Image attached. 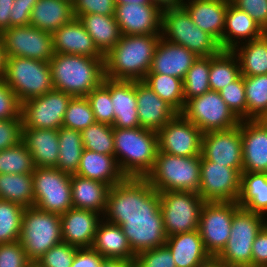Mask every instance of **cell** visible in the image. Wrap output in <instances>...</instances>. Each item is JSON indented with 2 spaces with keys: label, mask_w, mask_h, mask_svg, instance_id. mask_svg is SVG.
I'll return each mask as SVG.
<instances>
[{
  "label": "cell",
  "mask_w": 267,
  "mask_h": 267,
  "mask_svg": "<svg viewBox=\"0 0 267 267\" xmlns=\"http://www.w3.org/2000/svg\"><path fill=\"white\" fill-rule=\"evenodd\" d=\"M241 136L242 173H267V124L262 119L241 120Z\"/></svg>",
  "instance_id": "obj_20"
},
{
  "label": "cell",
  "mask_w": 267,
  "mask_h": 267,
  "mask_svg": "<svg viewBox=\"0 0 267 267\" xmlns=\"http://www.w3.org/2000/svg\"><path fill=\"white\" fill-rule=\"evenodd\" d=\"M136 99L138 120L142 128L158 132L178 114L143 81H136Z\"/></svg>",
  "instance_id": "obj_21"
},
{
  "label": "cell",
  "mask_w": 267,
  "mask_h": 267,
  "mask_svg": "<svg viewBox=\"0 0 267 267\" xmlns=\"http://www.w3.org/2000/svg\"><path fill=\"white\" fill-rule=\"evenodd\" d=\"M222 37V50L238 47V39L248 38V42L261 38L266 32L245 11L234 6L230 0L225 14V28ZM234 36V37H233ZM234 39H233V38Z\"/></svg>",
  "instance_id": "obj_29"
},
{
  "label": "cell",
  "mask_w": 267,
  "mask_h": 267,
  "mask_svg": "<svg viewBox=\"0 0 267 267\" xmlns=\"http://www.w3.org/2000/svg\"><path fill=\"white\" fill-rule=\"evenodd\" d=\"M181 114L203 133L227 130L239 125L240 120L229 109L219 92L208 91L189 99Z\"/></svg>",
  "instance_id": "obj_12"
},
{
  "label": "cell",
  "mask_w": 267,
  "mask_h": 267,
  "mask_svg": "<svg viewBox=\"0 0 267 267\" xmlns=\"http://www.w3.org/2000/svg\"><path fill=\"white\" fill-rule=\"evenodd\" d=\"M24 207L0 199V244L19 241Z\"/></svg>",
  "instance_id": "obj_44"
},
{
  "label": "cell",
  "mask_w": 267,
  "mask_h": 267,
  "mask_svg": "<svg viewBox=\"0 0 267 267\" xmlns=\"http://www.w3.org/2000/svg\"><path fill=\"white\" fill-rule=\"evenodd\" d=\"M115 18L122 35H162V12L156 5H116Z\"/></svg>",
  "instance_id": "obj_19"
},
{
  "label": "cell",
  "mask_w": 267,
  "mask_h": 267,
  "mask_svg": "<svg viewBox=\"0 0 267 267\" xmlns=\"http://www.w3.org/2000/svg\"><path fill=\"white\" fill-rule=\"evenodd\" d=\"M78 20L104 56L119 42L122 36L115 16L86 14L80 15Z\"/></svg>",
  "instance_id": "obj_34"
},
{
  "label": "cell",
  "mask_w": 267,
  "mask_h": 267,
  "mask_svg": "<svg viewBox=\"0 0 267 267\" xmlns=\"http://www.w3.org/2000/svg\"><path fill=\"white\" fill-rule=\"evenodd\" d=\"M34 169L31 153L22 141L0 151V174L33 173Z\"/></svg>",
  "instance_id": "obj_43"
},
{
  "label": "cell",
  "mask_w": 267,
  "mask_h": 267,
  "mask_svg": "<svg viewBox=\"0 0 267 267\" xmlns=\"http://www.w3.org/2000/svg\"><path fill=\"white\" fill-rule=\"evenodd\" d=\"M133 4V5H154L151 0H115V5Z\"/></svg>",
  "instance_id": "obj_64"
},
{
  "label": "cell",
  "mask_w": 267,
  "mask_h": 267,
  "mask_svg": "<svg viewBox=\"0 0 267 267\" xmlns=\"http://www.w3.org/2000/svg\"><path fill=\"white\" fill-rule=\"evenodd\" d=\"M143 82L178 113L185 106L183 80L170 75L147 73Z\"/></svg>",
  "instance_id": "obj_40"
},
{
  "label": "cell",
  "mask_w": 267,
  "mask_h": 267,
  "mask_svg": "<svg viewBox=\"0 0 267 267\" xmlns=\"http://www.w3.org/2000/svg\"><path fill=\"white\" fill-rule=\"evenodd\" d=\"M201 155L208 161L242 169L241 121L234 128L203 133Z\"/></svg>",
  "instance_id": "obj_18"
},
{
  "label": "cell",
  "mask_w": 267,
  "mask_h": 267,
  "mask_svg": "<svg viewBox=\"0 0 267 267\" xmlns=\"http://www.w3.org/2000/svg\"><path fill=\"white\" fill-rule=\"evenodd\" d=\"M76 175L103 182L110 187L125 176L118 167L115 156L84 149Z\"/></svg>",
  "instance_id": "obj_30"
},
{
  "label": "cell",
  "mask_w": 267,
  "mask_h": 267,
  "mask_svg": "<svg viewBox=\"0 0 267 267\" xmlns=\"http://www.w3.org/2000/svg\"><path fill=\"white\" fill-rule=\"evenodd\" d=\"M247 120L267 117V74L244 76Z\"/></svg>",
  "instance_id": "obj_41"
},
{
  "label": "cell",
  "mask_w": 267,
  "mask_h": 267,
  "mask_svg": "<svg viewBox=\"0 0 267 267\" xmlns=\"http://www.w3.org/2000/svg\"><path fill=\"white\" fill-rule=\"evenodd\" d=\"M27 267H41L37 262H31Z\"/></svg>",
  "instance_id": "obj_65"
},
{
  "label": "cell",
  "mask_w": 267,
  "mask_h": 267,
  "mask_svg": "<svg viewBox=\"0 0 267 267\" xmlns=\"http://www.w3.org/2000/svg\"><path fill=\"white\" fill-rule=\"evenodd\" d=\"M22 142L35 167H56L59 158L58 130L22 128Z\"/></svg>",
  "instance_id": "obj_27"
},
{
  "label": "cell",
  "mask_w": 267,
  "mask_h": 267,
  "mask_svg": "<svg viewBox=\"0 0 267 267\" xmlns=\"http://www.w3.org/2000/svg\"><path fill=\"white\" fill-rule=\"evenodd\" d=\"M99 213L71 208L60 215L62 242L77 248L92 247L100 222Z\"/></svg>",
  "instance_id": "obj_23"
},
{
  "label": "cell",
  "mask_w": 267,
  "mask_h": 267,
  "mask_svg": "<svg viewBox=\"0 0 267 267\" xmlns=\"http://www.w3.org/2000/svg\"><path fill=\"white\" fill-rule=\"evenodd\" d=\"M21 104L12 89L0 78V119L18 118Z\"/></svg>",
  "instance_id": "obj_54"
},
{
  "label": "cell",
  "mask_w": 267,
  "mask_h": 267,
  "mask_svg": "<svg viewBox=\"0 0 267 267\" xmlns=\"http://www.w3.org/2000/svg\"><path fill=\"white\" fill-rule=\"evenodd\" d=\"M201 267H232L228 263L219 260L217 257H211Z\"/></svg>",
  "instance_id": "obj_63"
},
{
  "label": "cell",
  "mask_w": 267,
  "mask_h": 267,
  "mask_svg": "<svg viewBox=\"0 0 267 267\" xmlns=\"http://www.w3.org/2000/svg\"><path fill=\"white\" fill-rule=\"evenodd\" d=\"M73 18L72 2L68 0H38L32 9L29 24L53 33Z\"/></svg>",
  "instance_id": "obj_32"
},
{
  "label": "cell",
  "mask_w": 267,
  "mask_h": 267,
  "mask_svg": "<svg viewBox=\"0 0 267 267\" xmlns=\"http://www.w3.org/2000/svg\"><path fill=\"white\" fill-rule=\"evenodd\" d=\"M86 98L91 104L96 122L114 124V109L110 94V79L104 78L103 83L93 89Z\"/></svg>",
  "instance_id": "obj_47"
},
{
  "label": "cell",
  "mask_w": 267,
  "mask_h": 267,
  "mask_svg": "<svg viewBox=\"0 0 267 267\" xmlns=\"http://www.w3.org/2000/svg\"><path fill=\"white\" fill-rule=\"evenodd\" d=\"M77 247L61 242L51 247L36 262L41 267H71Z\"/></svg>",
  "instance_id": "obj_49"
},
{
  "label": "cell",
  "mask_w": 267,
  "mask_h": 267,
  "mask_svg": "<svg viewBox=\"0 0 267 267\" xmlns=\"http://www.w3.org/2000/svg\"><path fill=\"white\" fill-rule=\"evenodd\" d=\"M219 93L229 109L240 121L247 120L244 76L240 75L235 81L222 88Z\"/></svg>",
  "instance_id": "obj_48"
},
{
  "label": "cell",
  "mask_w": 267,
  "mask_h": 267,
  "mask_svg": "<svg viewBox=\"0 0 267 267\" xmlns=\"http://www.w3.org/2000/svg\"><path fill=\"white\" fill-rule=\"evenodd\" d=\"M263 216L239 207L233 214L227 245L217 258L232 267H252V244L267 222Z\"/></svg>",
  "instance_id": "obj_9"
},
{
  "label": "cell",
  "mask_w": 267,
  "mask_h": 267,
  "mask_svg": "<svg viewBox=\"0 0 267 267\" xmlns=\"http://www.w3.org/2000/svg\"><path fill=\"white\" fill-rule=\"evenodd\" d=\"M19 242L28 259L36 262L51 247L62 242L60 214L42 211L35 206L25 208Z\"/></svg>",
  "instance_id": "obj_6"
},
{
  "label": "cell",
  "mask_w": 267,
  "mask_h": 267,
  "mask_svg": "<svg viewBox=\"0 0 267 267\" xmlns=\"http://www.w3.org/2000/svg\"><path fill=\"white\" fill-rule=\"evenodd\" d=\"M2 79L20 104L54 89L49 63L38 59L8 57Z\"/></svg>",
  "instance_id": "obj_7"
},
{
  "label": "cell",
  "mask_w": 267,
  "mask_h": 267,
  "mask_svg": "<svg viewBox=\"0 0 267 267\" xmlns=\"http://www.w3.org/2000/svg\"><path fill=\"white\" fill-rule=\"evenodd\" d=\"M110 186L88 178L71 175L72 207L104 213Z\"/></svg>",
  "instance_id": "obj_31"
},
{
  "label": "cell",
  "mask_w": 267,
  "mask_h": 267,
  "mask_svg": "<svg viewBox=\"0 0 267 267\" xmlns=\"http://www.w3.org/2000/svg\"><path fill=\"white\" fill-rule=\"evenodd\" d=\"M159 151L175 156H201L203 132L178 113L158 132Z\"/></svg>",
  "instance_id": "obj_17"
},
{
  "label": "cell",
  "mask_w": 267,
  "mask_h": 267,
  "mask_svg": "<svg viewBox=\"0 0 267 267\" xmlns=\"http://www.w3.org/2000/svg\"><path fill=\"white\" fill-rule=\"evenodd\" d=\"M48 63L53 88L73 97H86L105 78L104 58L54 53Z\"/></svg>",
  "instance_id": "obj_3"
},
{
  "label": "cell",
  "mask_w": 267,
  "mask_h": 267,
  "mask_svg": "<svg viewBox=\"0 0 267 267\" xmlns=\"http://www.w3.org/2000/svg\"><path fill=\"white\" fill-rule=\"evenodd\" d=\"M110 94L114 109L113 128L140 127L137 111L136 81L110 79Z\"/></svg>",
  "instance_id": "obj_26"
},
{
  "label": "cell",
  "mask_w": 267,
  "mask_h": 267,
  "mask_svg": "<svg viewBox=\"0 0 267 267\" xmlns=\"http://www.w3.org/2000/svg\"><path fill=\"white\" fill-rule=\"evenodd\" d=\"M32 174L36 208L60 215L72 208L70 174L55 167H35Z\"/></svg>",
  "instance_id": "obj_11"
},
{
  "label": "cell",
  "mask_w": 267,
  "mask_h": 267,
  "mask_svg": "<svg viewBox=\"0 0 267 267\" xmlns=\"http://www.w3.org/2000/svg\"><path fill=\"white\" fill-rule=\"evenodd\" d=\"M104 212L107 222L121 226L135 255L165 245L160 194L146 178L125 177L110 187Z\"/></svg>",
  "instance_id": "obj_1"
},
{
  "label": "cell",
  "mask_w": 267,
  "mask_h": 267,
  "mask_svg": "<svg viewBox=\"0 0 267 267\" xmlns=\"http://www.w3.org/2000/svg\"><path fill=\"white\" fill-rule=\"evenodd\" d=\"M8 57H26L49 62L54 56L52 33L34 26H16L0 33Z\"/></svg>",
  "instance_id": "obj_15"
},
{
  "label": "cell",
  "mask_w": 267,
  "mask_h": 267,
  "mask_svg": "<svg viewBox=\"0 0 267 267\" xmlns=\"http://www.w3.org/2000/svg\"><path fill=\"white\" fill-rule=\"evenodd\" d=\"M201 156L181 157L158 151L146 180L157 191H193L200 186Z\"/></svg>",
  "instance_id": "obj_5"
},
{
  "label": "cell",
  "mask_w": 267,
  "mask_h": 267,
  "mask_svg": "<svg viewBox=\"0 0 267 267\" xmlns=\"http://www.w3.org/2000/svg\"><path fill=\"white\" fill-rule=\"evenodd\" d=\"M84 149L114 156L113 126L95 122L82 132Z\"/></svg>",
  "instance_id": "obj_45"
},
{
  "label": "cell",
  "mask_w": 267,
  "mask_h": 267,
  "mask_svg": "<svg viewBox=\"0 0 267 267\" xmlns=\"http://www.w3.org/2000/svg\"><path fill=\"white\" fill-rule=\"evenodd\" d=\"M101 267H134V260L104 258Z\"/></svg>",
  "instance_id": "obj_61"
},
{
  "label": "cell",
  "mask_w": 267,
  "mask_h": 267,
  "mask_svg": "<svg viewBox=\"0 0 267 267\" xmlns=\"http://www.w3.org/2000/svg\"><path fill=\"white\" fill-rule=\"evenodd\" d=\"M15 0H0V33L10 28V13Z\"/></svg>",
  "instance_id": "obj_59"
},
{
  "label": "cell",
  "mask_w": 267,
  "mask_h": 267,
  "mask_svg": "<svg viewBox=\"0 0 267 267\" xmlns=\"http://www.w3.org/2000/svg\"><path fill=\"white\" fill-rule=\"evenodd\" d=\"M73 96L51 90L21 104L22 128L54 129L62 127L65 112Z\"/></svg>",
  "instance_id": "obj_16"
},
{
  "label": "cell",
  "mask_w": 267,
  "mask_h": 267,
  "mask_svg": "<svg viewBox=\"0 0 267 267\" xmlns=\"http://www.w3.org/2000/svg\"><path fill=\"white\" fill-rule=\"evenodd\" d=\"M188 3H183V8L190 15L192 22L211 35L222 49L225 14L229 0H191Z\"/></svg>",
  "instance_id": "obj_24"
},
{
  "label": "cell",
  "mask_w": 267,
  "mask_h": 267,
  "mask_svg": "<svg viewBox=\"0 0 267 267\" xmlns=\"http://www.w3.org/2000/svg\"><path fill=\"white\" fill-rule=\"evenodd\" d=\"M0 199L24 208L33 207V174H0Z\"/></svg>",
  "instance_id": "obj_36"
},
{
  "label": "cell",
  "mask_w": 267,
  "mask_h": 267,
  "mask_svg": "<svg viewBox=\"0 0 267 267\" xmlns=\"http://www.w3.org/2000/svg\"><path fill=\"white\" fill-rule=\"evenodd\" d=\"M74 18L86 14L115 16V0H74Z\"/></svg>",
  "instance_id": "obj_51"
},
{
  "label": "cell",
  "mask_w": 267,
  "mask_h": 267,
  "mask_svg": "<svg viewBox=\"0 0 267 267\" xmlns=\"http://www.w3.org/2000/svg\"><path fill=\"white\" fill-rule=\"evenodd\" d=\"M242 169L206 160L201 155L198 194L205 202H237L241 191Z\"/></svg>",
  "instance_id": "obj_14"
},
{
  "label": "cell",
  "mask_w": 267,
  "mask_h": 267,
  "mask_svg": "<svg viewBox=\"0 0 267 267\" xmlns=\"http://www.w3.org/2000/svg\"><path fill=\"white\" fill-rule=\"evenodd\" d=\"M240 75L237 55L232 50H221L218 54L210 56L209 85L211 91L219 92Z\"/></svg>",
  "instance_id": "obj_39"
},
{
  "label": "cell",
  "mask_w": 267,
  "mask_h": 267,
  "mask_svg": "<svg viewBox=\"0 0 267 267\" xmlns=\"http://www.w3.org/2000/svg\"><path fill=\"white\" fill-rule=\"evenodd\" d=\"M252 267H267V222L252 244Z\"/></svg>",
  "instance_id": "obj_57"
},
{
  "label": "cell",
  "mask_w": 267,
  "mask_h": 267,
  "mask_svg": "<svg viewBox=\"0 0 267 267\" xmlns=\"http://www.w3.org/2000/svg\"><path fill=\"white\" fill-rule=\"evenodd\" d=\"M161 35H122L104 56L105 77L113 80L143 81L150 71Z\"/></svg>",
  "instance_id": "obj_2"
},
{
  "label": "cell",
  "mask_w": 267,
  "mask_h": 267,
  "mask_svg": "<svg viewBox=\"0 0 267 267\" xmlns=\"http://www.w3.org/2000/svg\"><path fill=\"white\" fill-rule=\"evenodd\" d=\"M38 0H15L10 13V27L29 25L31 12Z\"/></svg>",
  "instance_id": "obj_56"
},
{
  "label": "cell",
  "mask_w": 267,
  "mask_h": 267,
  "mask_svg": "<svg viewBox=\"0 0 267 267\" xmlns=\"http://www.w3.org/2000/svg\"><path fill=\"white\" fill-rule=\"evenodd\" d=\"M160 209L167 237L198 230L205 201L193 191H162Z\"/></svg>",
  "instance_id": "obj_10"
},
{
  "label": "cell",
  "mask_w": 267,
  "mask_h": 267,
  "mask_svg": "<svg viewBox=\"0 0 267 267\" xmlns=\"http://www.w3.org/2000/svg\"><path fill=\"white\" fill-rule=\"evenodd\" d=\"M237 202H205L200 212L198 231L205 249L217 257L227 245Z\"/></svg>",
  "instance_id": "obj_13"
},
{
  "label": "cell",
  "mask_w": 267,
  "mask_h": 267,
  "mask_svg": "<svg viewBox=\"0 0 267 267\" xmlns=\"http://www.w3.org/2000/svg\"><path fill=\"white\" fill-rule=\"evenodd\" d=\"M210 56L198 57L187 71L183 80L185 103L194 97L210 91L209 85Z\"/></svg>",
  "instance_id": "obj_42"
},
{
  "label": "cell",
  "mask_w": 267,
  "mask_h": 267,
  "mask_svg": "<svg viewBox=\"0 0 267 267\" xmlns=\"http://www.w3.org/2000/svg\"><path fill=\"white\" fill-rule=\"evenodd\" d=\"M134 267H176L173 256L166 245L138 253Z\"/></svg>",
  "instance_id": "obj_50"
},
{
  "label": "cell",
  "mask_w": 267,
  "mask_h": 267,
  "mask_svg": "<svg viewBox=\"0 0 267 267\" xmlns=\"http://www.w3.org/2000/svg\"><path fill=\"white\" fill-rule=\"evenodd\" d=\"M92 248L104 258L134 260L133 253L121 226L99 223Z\"/></svg>",
  "instance_id": "obj_33"
},
{
  "label": "cell",
  "mask_w": 267,
  "mask_h": 267,
  "mask_svg": "<svg viewBox=\"0 0 267 267\" xmlns=\"http://www.w3.org/2000/svg\"><path fill=\"white\" fill-rule=\"evenodd\" d=\"M58 137L59 158L55 168L70 175L76 174L84 150L82 134L78 130L61 127Z\"/></svg>",
  "instance_id": "obj_37"
},
{
  "label": "cell",
  "mask_w": 267,
  "mask_h": 267,
  "mask_svg": "<svg viewBox=\"0 0 267 267\" xmlns=\"http://www.w3.org/2000/svg\"><path fill=\"white\" fill-rule=\"evenodd\" d=\"M239 49L234 48L232 51L238 55L242 76L267 74V32L261 38L249 41Z\"/></svg>",
  "instance_id": "obj_38"
},
{
  "label": "cell",
  "mask_w": 267,
  "mask_h": 267,
  "mask_svg": "<svg viewBox=\"0 0 267 267\" xmlns=\"http://www.w3.org/2000/svg\"><path fill=\"white\" fill-rule=\"evenodd\" d=\"M165 245L169 248L176 267H201L211 258L198 230L169 236Z\"/></svg>",
  "instance_id": "obj_28"
},
{
  "label": "cell",
  "mask_w": 267,
  "mask_h": 267,
  "mask_svg": "<svg viewBox=\"0 0 267 267\" xmlns=\"http://www.w3.org/2000/svg\"><path fill=\"white\" fill-rule=\"evenodd\" d=\"M161 12L183 8V0H151Z\"/></svg>",
  "instance_id": "obj_60"
},
{
  "label": "cell",
  "mask_w": 267,
  "mask_h": 267,
  "mask_svg": "<svg viewBox=\"0 0 267 267\" xmlns=\"http://www.w3.org/2000/svg\"><path fill=\"white\" fill-rule=\"evenodd\" d=\"M113 137L114 156L122 174L146 178L159 151L157 132L142 127L113 128ZM117 155H121V159Z\"/></svg>",
  "instance_id": "obj_4"
},
{
  "label": "cell",
  "mask_w": 267,
  "mask_h": 267,
  "mask_svg": "<svg viewBox=\"0 0 267 267\" xmlns=\"http://www.w3.org/2000/svg\"><path fill=\"white\" fill-rule=\"evenodd\" d=\"M161 36L167 41L182 45L198 57L218 54L222 49L208 33L197 27L184 8L162 12ZM169 37H165V35Z\"/></svg>",
  "instance_id": "obj_8"
},
{
  "label": "cell",
  "mask_w": 267,
  "mask_h": 267,
  "mask_svg": "<svg viewBox=\"0 0 267 267\" xmlns=\"http://www.w3.org/2000/svg\"><path fill=\"white\" fill-rule=\"evenodd\" d=\"M52 36L54 53L104 58L78 18H73L69 23L55 30Z\"/></svg>",
  "instance_id": "obj_25"
},
{
  "label": "cell",
  "mask_w": 267,
  "mask_h": 267,
  "mask_svg": "<svg viewBox=\"0 0 267 267\" xmlns=\"http://www.w3.org/2000/svg\"><path fill=\"white\" fill-rule=\"evenodd\" d=\"M240 207L253 213H267V173H241Z\"/></svg>",
  "instance_id": "obj_35"
},
{
  "label": "cell",
  "mask_w": 267,
  "mask_h": 267,
  "mask_svg": "<svg viewBox=\"0 0 267 267\" xmlns=\"http://www.w3.org/2000/svg\"><path fill=\"white\" fill-rule=\"evenodd\" d=\"M267 124V117L262 119Z\"/></svg>",
  "instance_id": "obj_66"
},
{
  "label": "cell",
  "mask_w": 267,
  "mask_h": 267,
  "mask_svg": "<svg viewBox=\"0 0 267 267\" xmlns=\"http://www.w3.org/2000/svg\"><path fill=\"white\" fill-rule=\"evenodd\" d=\"M103 259L92 247L78 248L71 267H101Z\"/></svg>",
  "instance_id": "obj_58"
},
{
  "label": "cell",
  "mask_w": 267,
  "mask_h": 267,
  "mask_svg": "<svg viewBox=\"0 0 267 267\" xmlns=\"http://www.w3.org/2000/svg\"><path fill=\"white\" fill-rule=\"evenodd\" d=\"M197 58L198 56L186 47L171 43L161 36L148 73L170 75L184 80Z\"/></svg>",
  "instance_id": "obj_22"
},
{
  "label": "cell",
  "mask_w": 267,
  "mask_h": 267,
  "mask_svg": "<svg viewBox=\"0 0 267 267\" xmlns=\"http://www.w3.org/2000/svg\"><path fill=\"white\" fill-rule=\"evenodd\" d=\"M22 115L18 118L0 119V151L22 141Z\"/></svg>",
  "instance_id": "obj_52"
},
{
  "label": "cell",
  "mask_w": 267,
  "mask_h": 267,
  "mask_svg": "<svg viewBox=\"0 0 267 267\" xmlns=\"http://www.w3.org/2000/svg\"><path fill=\"white\" fill-rule=\"evenodd\" d=\"M230 2L245 11L267 32V0H230Z\"/></svg>",
  "instance_id": "obj_55"
},
{
  "label": "cell",
  "mask_w": 267,
  "mask_h": 267,
  "mask_svg": "<svg viewBox=\"0 0 267 267\" xmlns=\"http://www.w3.org/2000/svg\"><path fill=\"white\" fill-rule=\"evenodd\" d=\"M7 63L8 55L6 53V50L4 49L3 42L0 38V78H2L5 74V71L7 69Z\"/></svg>",
  "instance_id": "obj_62"
},
{
  "label": "cell",
  "mask_w": 267,
  "mask_h": 267,
  "mask_svg": "<svg viewBox=\"0 0 267 267\" xmlns=\"http://www.w3.org/2000/svg\"><path fill=\"white\" fill-rule=\"evenodd\" d=\"M30 263L19 241L0 244V267H27Z\"/></svg>",
  "instance_id": "obj_53"
},
{
  "label": "cell",
  "mask_w": 267,
  "mask_h": 267,
  "mask_svg": "<svg viewBox=\"0 0 267 267\" xmlns=\"http://www.w3.org/2000/svg\"><path fill=\"white\" fill-rule=\"evenodd\" d=\"M95 122L89 100L86 97H73L65 112L62 127L82 132Z\"/></svg>",
  "instance_id": "obj_46"
}]
</instances>
